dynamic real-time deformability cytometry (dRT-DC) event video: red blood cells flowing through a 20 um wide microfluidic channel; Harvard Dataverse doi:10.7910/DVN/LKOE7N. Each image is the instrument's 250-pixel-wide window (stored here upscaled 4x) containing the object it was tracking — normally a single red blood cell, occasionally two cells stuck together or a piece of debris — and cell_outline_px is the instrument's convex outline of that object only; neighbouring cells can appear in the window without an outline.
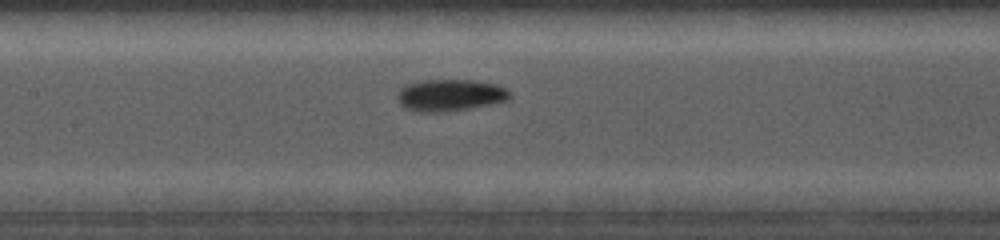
{"species": "common noctule bat (a hibernating species)", "species_latin": "Nyctalus noctula", "temperature_condition": "cold", "stored_images_in_passage": 49, "camera_frame_rate_fps": 5000, "um_per_image_px": 0.085, "animal": {"sex": "female", "body_mass_g": 19.0, "forearm_length_mm": 56.7}, "frame": {"image": 1, "passage_image": 11, "time_ms": 4.6, "image_size_px": [1000, 240], "cell_outline_px": [[512, 96], [508, 100], [448, 112], [420, 112], [408, 108], [400, 104], [396, 96], [400, 88], [404, 84], [424, 80], [472, 80], [496, 84], [508, 88], [512, 92]], "centroid_in_image_um": [38.27, 8.08], "position_along_channel_um": 169.1, "area_um2": 20.98}}
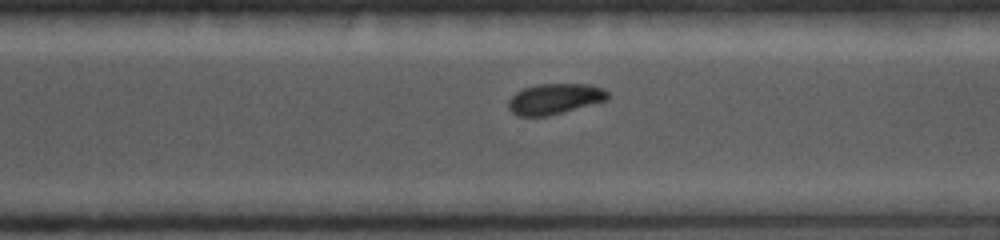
{"frame": {"image": 2, "passage_image": 29, "time_ms": 8.0, "image_size_px": [1000, 240], "cell_outline_px": [[608, 100], [548, 116], [516, 116], [508, 108], [508, 100], [516, 92], [524, 88], [540, 84], [588, 84], [604, 88], [608, 92]], "centroid_in_image_um": [47.15, 8.41], "position_along_channel_um": 323.5, "area_um2": 17.74}}
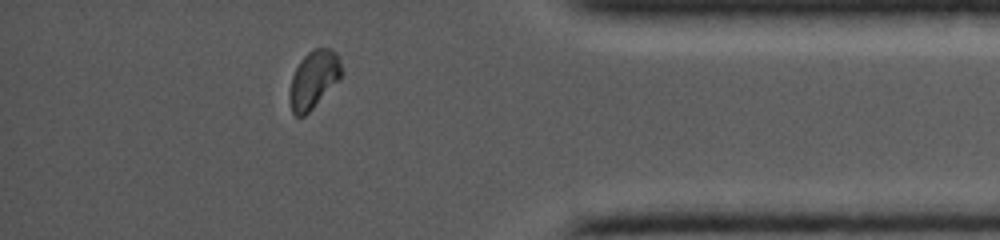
{"frame": {"image": 3, "passage_image": 41, "time_ms": 10.2, "image_size_px": [1000, 240], "cell_outline_px": [[340, 76], [312, 108], [304, 116], [296, 116], [292, 112], [288, 100], [288, 92], [292, 76], [300, 60], [312, 48], [332, 48], [336, 52], [340, 60]], "centroid_in_image_um": [26.6, 6.73], "position_along_channel_um": 408.6, "area_um2": 17.11}}